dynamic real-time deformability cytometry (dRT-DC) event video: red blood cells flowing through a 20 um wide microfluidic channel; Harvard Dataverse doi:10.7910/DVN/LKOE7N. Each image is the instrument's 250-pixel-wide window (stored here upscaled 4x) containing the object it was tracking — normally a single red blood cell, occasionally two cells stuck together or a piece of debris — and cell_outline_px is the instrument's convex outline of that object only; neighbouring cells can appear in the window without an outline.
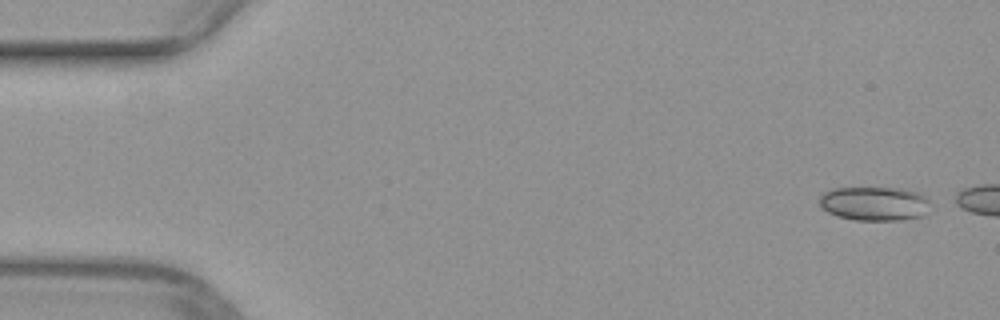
{"species": "common noctule bat (a hibernating species)", "species_latin": "Nyctalus noctula", "temperature_condition": "warm", "stored_images_in_passage": 5, "camera_frame_rate_fps": 3000, "um_per_image_px": 0.085, "animal": {"sex": "female", "body_mass_g": 29.2, "forearm_length_mm": 56.3}, "frame": {"image": 1, "passage_image": 1, "time_ms": 0.0, "image_size_px": [1000, 320], "cell_outline_px": [[928, 200], [924, 216], [900, 220], [856, 220], [840, 216], [828, 212], [820, 204], [820, 196], [824, 192], [832, 188], [900, 188], [920, 192], [928, 196]], "centroid_in_image_um": [74.35, 17.29], "position_along_channel_um": 10.6, "area_um2": 21.91}}